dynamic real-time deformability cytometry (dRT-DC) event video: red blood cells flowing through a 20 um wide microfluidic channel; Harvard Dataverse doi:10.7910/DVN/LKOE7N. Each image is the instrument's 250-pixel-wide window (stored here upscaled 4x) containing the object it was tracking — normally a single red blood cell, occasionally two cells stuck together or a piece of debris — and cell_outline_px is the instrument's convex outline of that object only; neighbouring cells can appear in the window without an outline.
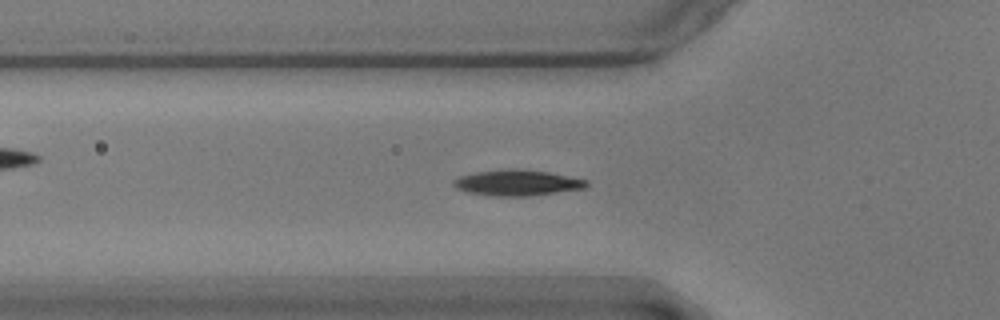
{"species": "common noctule bat (a hibernating species)", "species_latin": "Nyctalus noctula", "temperature_condition": "warm", "stored_images_in_passage": 57, "camera_frame_rate_fps": 3000, "um_per_image_px": 0.085, "animal": {"sex": "male", "body_mass_g": 17.9}, "frame": {"image": 1, "passage_image": 18, "time_ms": 5.667, "image_size_px": [1000, 320], "cell_outline_px": [[588, 184], [584, 188], [528, 196], [492, 196], [468, 192], [456, 188], [452, 184], [452, 180], [460, 176], [476, 172], [504, 168], [516, 168], [548, 172], [588, 180]], "centroid_in_image_um": [43.92, 15.52], "position_along_channel_um": 81.9, "area_um2": 20.0}}
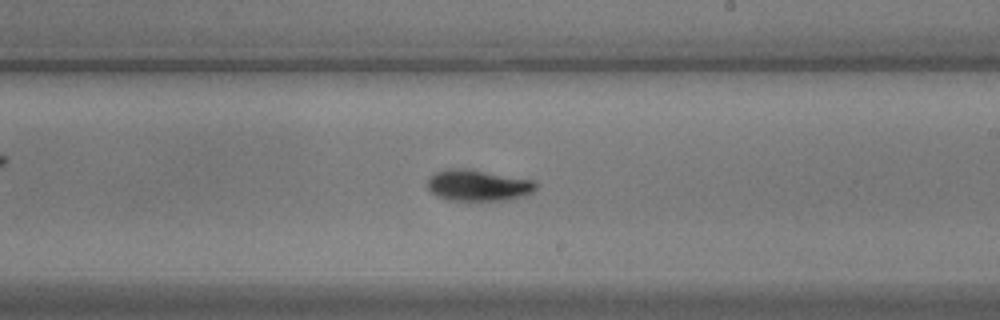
{"frame": {"image": 2, "passage_image": 32, "time_ms": 10.333, "image_size_px": [1000, 320], "cell_outline_px": [[536, 188], [532, 192], [508, 200], [448, 200], [436, 196], [424, 184], [428, 176], [444, 168], [464, 168], [536, 180]], "centroid_in_image_um": [40.57, 15.74], "position_along_channel_um": 248.4, "area_um2": 19.94}}
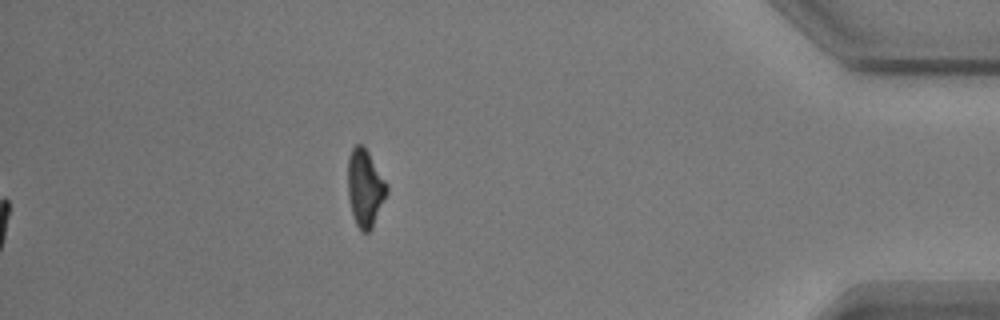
{"frame": {"image": 3, "passage_image": 57, "time_ms": 18.667, "image_size_px": [1000, 320], "cell_outline_px": [[388, 192], [372, 228], [368, 232], [360, 232], [352, 216], [348, 196], [348, 156], [352, 148], [356, 144], [364, 144], [388, 184]], "centroid_in_image_um": [31.03, 15.97], "position_along_channel_um": 404.2, "area_um2": 17.86}, "authors_computed_cell_mechanics": {"area_um2": 18.2648, "velocity_mm_per_s": 3.5541, "shape_relaxation_time_tau1_ms": 2.2683, "shape_relaxation_time_tau2_ms": 2.2637, "deformation_change_tau1": 0.122, "deformation_change_tau2": 0.0526}}